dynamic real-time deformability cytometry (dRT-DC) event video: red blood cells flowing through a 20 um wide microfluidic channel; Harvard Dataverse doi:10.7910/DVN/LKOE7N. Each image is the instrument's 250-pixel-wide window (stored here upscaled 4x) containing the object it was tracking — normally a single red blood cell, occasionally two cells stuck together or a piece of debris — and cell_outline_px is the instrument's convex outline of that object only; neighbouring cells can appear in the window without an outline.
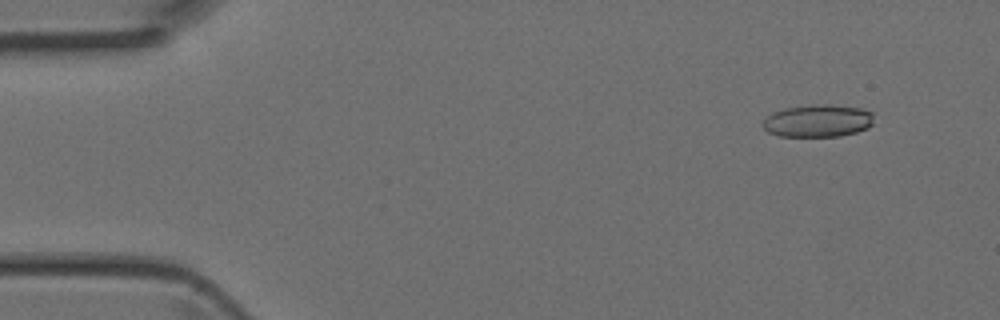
{"species": "Egyptian fruit bat (a non-hibernating species)", "species_latin": "Rousettus aegyptiacus", "temperature_condition": "room temperature", "stored_images_in_passage": 4, "camera_frame_rate_fps": 3000, "um_per_image_px": 0.085, "animal": {"sex": "female"}, "frame": {"image": 1, "passage_image": 1, "time_ms": 0.0, "image_size_px": [1000, 320], "cell_outline_px": [[872, 124], [868, 128], [856, 132], [840, 136], [780, 136], [768, 132], [760, 124], [772, 112], [784, 108], [816, 104], [828, 104], [860, 108], [872, 112]], "centroid_in_image_um": [69.5, 10.27], "position_along_channel_um": 15.5, "area_um2": 21.04}}